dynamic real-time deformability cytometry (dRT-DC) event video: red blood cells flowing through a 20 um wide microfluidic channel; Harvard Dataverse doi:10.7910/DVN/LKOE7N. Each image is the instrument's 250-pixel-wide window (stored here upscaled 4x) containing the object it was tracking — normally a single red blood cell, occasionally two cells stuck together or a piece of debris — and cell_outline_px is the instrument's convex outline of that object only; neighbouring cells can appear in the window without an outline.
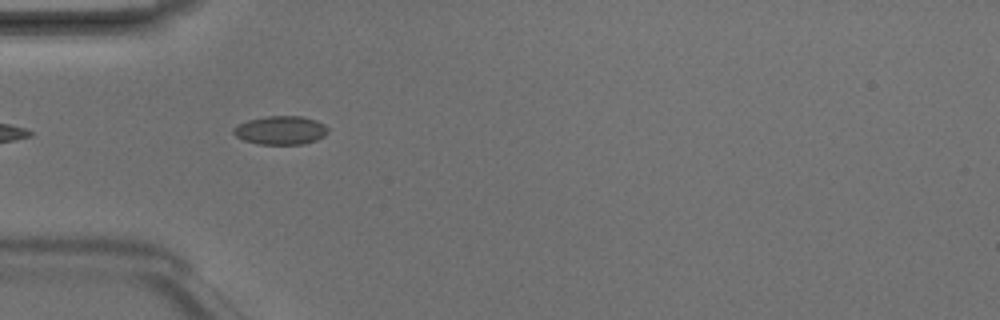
{"species": "Egyptian fruit bat (a non-hibernating species)", "species_latin": "Rousettus aegyptiacus", "temperature_condition": "room temperature", "stored_images_in_passage": 5, "camera_frame_rate_fps": 3000, "um_per_image_px": 0.085, "animal": {"sex": "male"}, "frame": {"image": 1, "passage_image": 3, "time_ms": 0.667, "image_size_px": [1000, 320], "cell_outline_px": [[328, 132], [324, 136], [316, 140], [300, 144], [260, 144], [244, 140], [236, 136], [232, 132], [232, 128], [248, 120], [268, 116], [300, 116], [316, 120], [324, 124], [328, 128]], "centroid_in_image_um": [23.86, 11.07], "position_along_channel_um": 61.1, "area_um2": 15.61}}
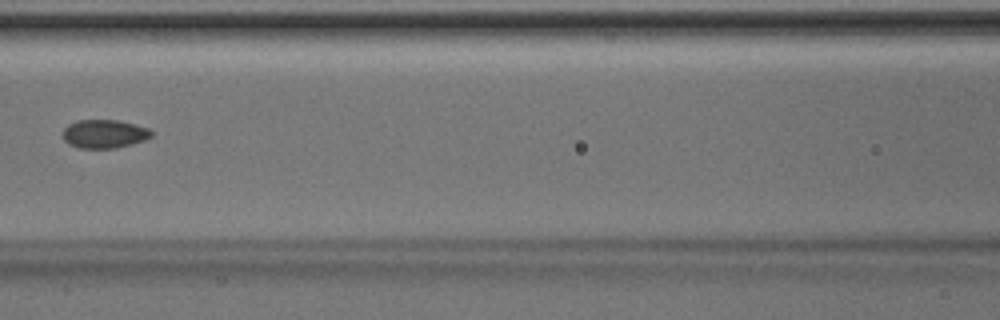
{"frame": {"image": 2, "passage_image": 5, "time_ms": 1.333, "image_size_px": [1000, 320], "cell_outline_px": [[152, 136], [144, 140], [132, 144], [116, 148], [80, 148], [68, 144], [64, 140], [64, 128], [68, 124], [80, 120], [120, 120], [136, 124], [148, 128], [152, 132]], "centroid_in_image_um": [8.88, 11.38], "position_along_channel_um": 157.7, "area_um2": 14.74}}